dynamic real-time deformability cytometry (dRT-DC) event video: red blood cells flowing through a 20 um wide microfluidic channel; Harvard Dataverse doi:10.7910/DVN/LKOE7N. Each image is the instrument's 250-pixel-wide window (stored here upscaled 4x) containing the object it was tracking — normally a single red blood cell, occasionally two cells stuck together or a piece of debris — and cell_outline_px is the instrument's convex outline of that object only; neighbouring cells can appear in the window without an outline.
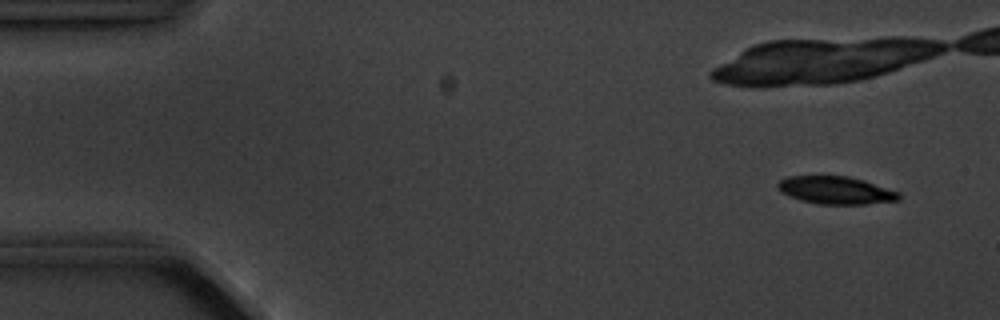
{"species": "common noctule bat (a hibernating species)", "species_latin": "Nyctalus noctula", "temperature_condition": "cold", "stored_images_in_passage": 7, "camera_frame_rate_fps": 3000, "um_per_image_px": 0.085, "animal": {"sex": "male", "body_mass_g": 20.1, "forearm_length_mm": 53.5}, "frame": {"image": 1, "passage_image": 2, "time_ms": 1.0, "image_size_px": [1000, 320], "cell_outline_px": [[900, 200], [864, 204], [820, 204], [800, 200], [788, 196], [780, 192], [776, 188], [776, 184], [780, 180], [788, 176], [848, 176], [864, 180], [900, 192]], "centroid_in_image_um": [71.01, 16.17], "position_along_channel_um": 14.0, "area_um2": 19.65}}